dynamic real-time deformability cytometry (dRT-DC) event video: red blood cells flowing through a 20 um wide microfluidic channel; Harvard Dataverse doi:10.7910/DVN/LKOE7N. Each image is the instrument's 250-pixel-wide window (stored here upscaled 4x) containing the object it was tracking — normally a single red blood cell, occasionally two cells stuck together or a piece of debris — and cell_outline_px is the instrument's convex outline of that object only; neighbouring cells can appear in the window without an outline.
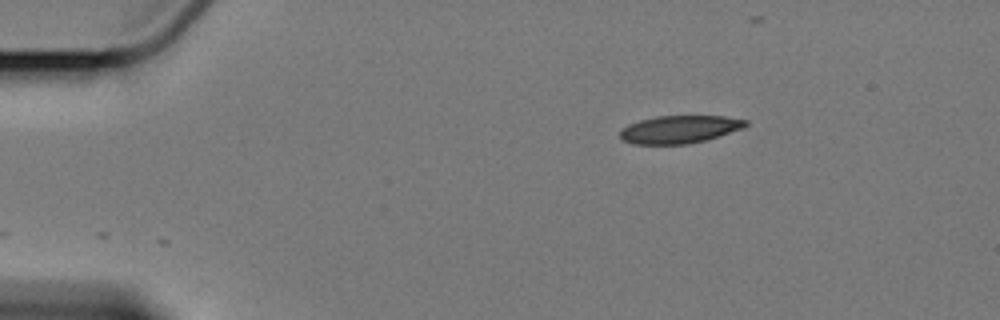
{"species": "Egyptian fruit bat (a non-hibernating species)", "species_latin": "Rousettus aegyptiacus", "temperature_condition": "cold", "stored_images_in_passage": 2, "camera_frame_rate_fps": 3000, "um_per_image_px": 0.085, "animal": {"sex": "female"}, "frame": {"image": 1, "passage_image": 2, "time_ms": 1.333, "image_size_px": [1000, 320], "cell_outline_px": [[748, 124], [744, 128], [704, 140], [688, 144], [632, 144], [624, 140], [620, 136], [620, 132], [628, 124], [640, 120], [656, 116], [724, 116], [748, 120]], "centroid_in_image_um": [57.77, 10.99], "position_along_channel_um": 27.2, "area_um2": 20.17}}